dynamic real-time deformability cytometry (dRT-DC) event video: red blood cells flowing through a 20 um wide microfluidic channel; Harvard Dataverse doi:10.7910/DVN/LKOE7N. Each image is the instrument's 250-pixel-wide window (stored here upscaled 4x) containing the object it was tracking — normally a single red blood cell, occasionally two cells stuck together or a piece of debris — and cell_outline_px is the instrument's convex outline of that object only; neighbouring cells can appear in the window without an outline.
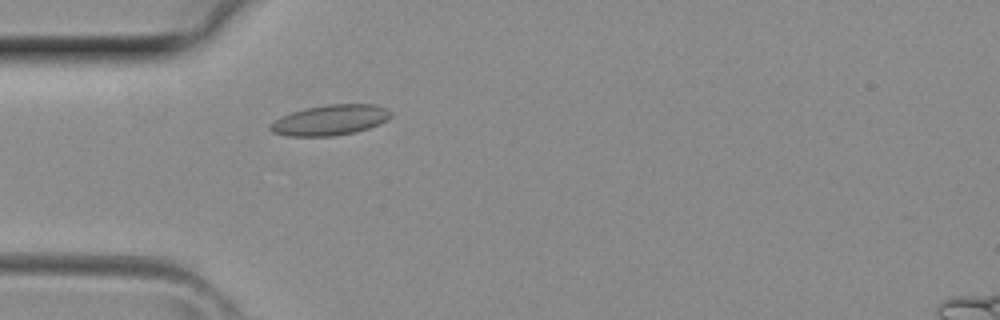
{"species": "common noctule bat (a hibernating species)", "species_latin": "Nyctalus noctula", "temperature_condition": "room temperature", "stored_images_in_passage": 38, "camera_frame_rate_fps": 3000, "um_per_image_px": 0.085, "animal": {"sex": "female", "body_mass_g": 29.2, "forearm_length_mm": 56.3}, "frame": {"image": 1, "passage_image": 10, "time_ms": 3.0, "image_size_px": [1000, 320], "cell_outline_px": [[392, 116], [380, 124], [356, 132], [332, 136], [288, 136], [272, 132], [268, 128], [268, 124], [272, 120], [280, 116], [304, 108], [328, 104], [376, 104], [388, 108], [392, 112]], "centroid_in_image_um": [28.05, 10.2], "position_along_channel_um": 57.0, "area_um2": 21.73}}
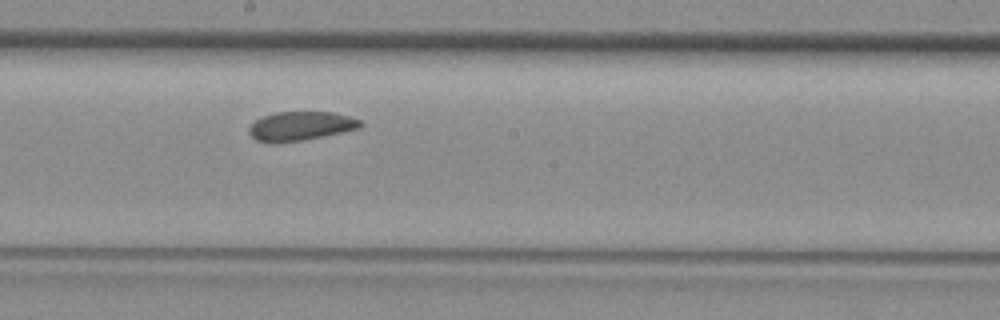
{"frame": {"image": 2, "passage_image": 20, "time_ms": 6.333, "image_size_px": [1000, 320], "cell_outline_px": [[364, 124], [360, 128], [304, 140], [272, 144], [256, 140], [248, 132], [248, 128], [256, 120], [264, 116], [276, 112], [332, 112], [348, 116], [360, 120]], "centroid_in_image_um": [25.54, 10.73], "position_along_channel_um": 222.7, "area_um2": 18.84}}
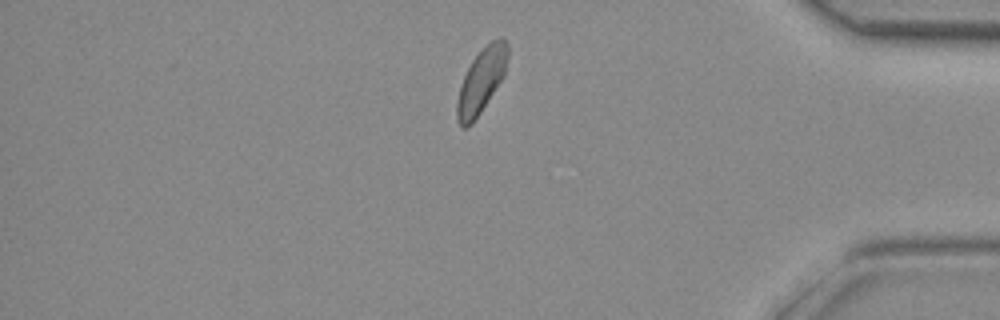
{"frame": {"image": 3, "passage_image": 32, "time_ms": 10.333, "image_size_px": [1000, 320], "cell_outline_px": [[508, 56], [504, 76], [472, 124], [468, 128], [460, 128], [456, 116], [456, 104], [460, 84], [472, 60], [492, 40], [500, 36], [504, 36], [508, 44]], "centroid_in_image_um": [40.91, 6.88], "position_along_channel_um": 394.3, "area_um2": 19.02}}